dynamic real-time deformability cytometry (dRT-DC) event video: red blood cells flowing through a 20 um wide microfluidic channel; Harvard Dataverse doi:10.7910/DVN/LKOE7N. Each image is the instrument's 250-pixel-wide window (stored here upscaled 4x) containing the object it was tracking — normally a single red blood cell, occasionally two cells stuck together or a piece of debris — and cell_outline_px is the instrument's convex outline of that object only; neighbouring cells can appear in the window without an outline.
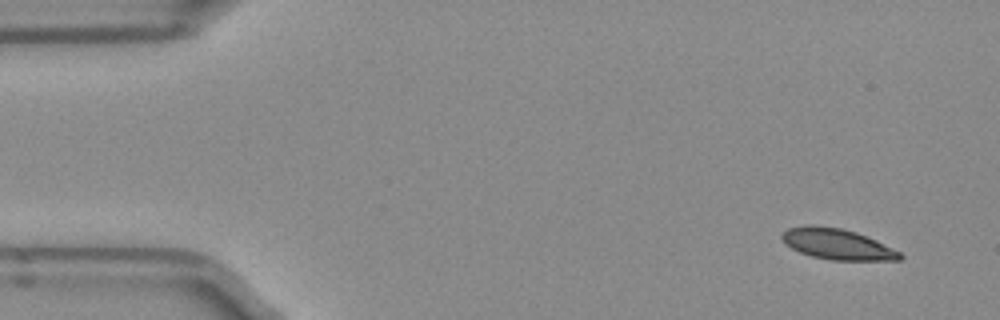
{"species": "Egyptian fruit bat (a non-hibernating species)", "species_latin": "Rousettus aegyptiacus", "temperature_condition": "room temperature", "stored_images_in_passage": 48, "camera_frame_rate_fps": 3000, "um_per_image_px": 0.085, "frame": {"image": 1, "passage_image": 1, "time_ms": 0.0, "image_size_px": [1000, 320], "cell_outline_px": [[904, 256], [900, 260], [832, 260], [812, 256], [800, 252], [792, 248], [780, 236], [788, 228], [804, 224], [816, 224], [840, 228], [856, 232], [876, 240], [900, 252]], "centroid_in_image_um": [71.16, 20.73], "position_along_channel_um": 13.8, "area_um2": 21.1}}
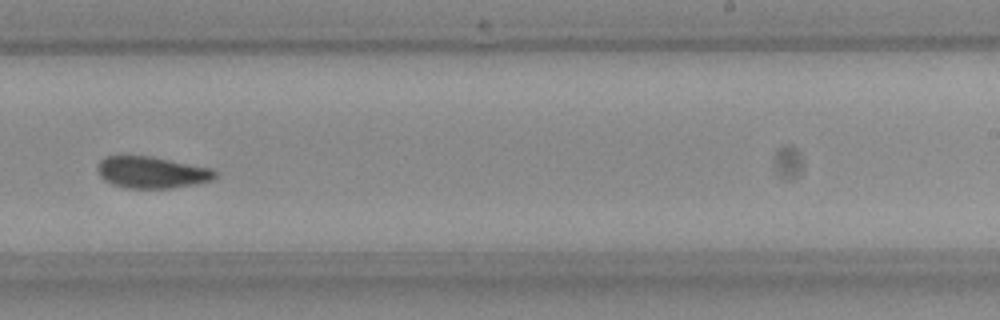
{"frame": {"image": 2, "passage_image": 29, "time_ms": 9.333, "image_size_px": [1000, 320], "cell_outline_px": [[216, 176], [212, 180], [196, 184], [172, 188], [128, 188], [112, 184], [104, 180], [100, 176], [96, 168], [100, 160], [104, 156], [148, 156], [208, 168], [216, 172]], "centroid_in_image_um": [12.84, 14.66], "position_along_channel_um": 276.2, "area_um2": 21.39}}
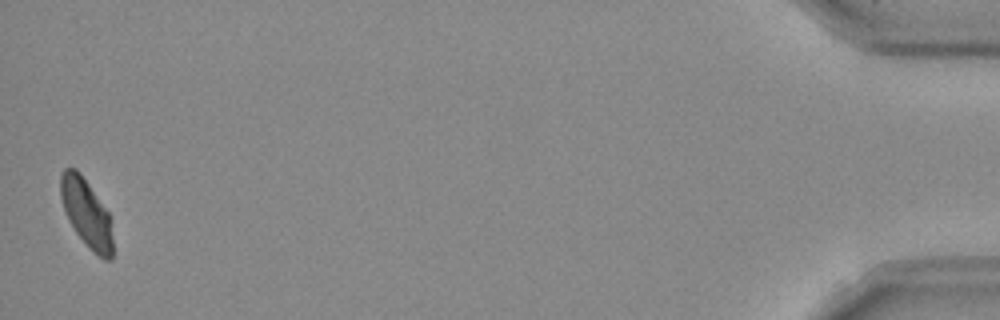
{"frame": {"image": 3, "passage_image": 48, "time_ms": 15.667, "image_size_px": [1000, 320], "cell_outline_px": [[112, 260], [104, 260], [92, 252], [76, 232], [64, 208], [60, 196], [60, 172], [64, 168], [76, 168], [80, 172], [108, 212], [112, 236]], "centroid_in_image_um": [7.34, 18.1], "position_along_channel_um": 427.9, "area_um2": 20.4}, "authors_computed_cell_mechanics": {"area_um2": 21.8195, "velocity_mm_per_s": 3.9313, "shape_relaxation_time_tau1_ms": 4.6405, "shape_relaxation_time_tau2_ms": 2.4476, "deformation_change_tau1": 0.1367, "deformation_change_tau2": 0.0501}}